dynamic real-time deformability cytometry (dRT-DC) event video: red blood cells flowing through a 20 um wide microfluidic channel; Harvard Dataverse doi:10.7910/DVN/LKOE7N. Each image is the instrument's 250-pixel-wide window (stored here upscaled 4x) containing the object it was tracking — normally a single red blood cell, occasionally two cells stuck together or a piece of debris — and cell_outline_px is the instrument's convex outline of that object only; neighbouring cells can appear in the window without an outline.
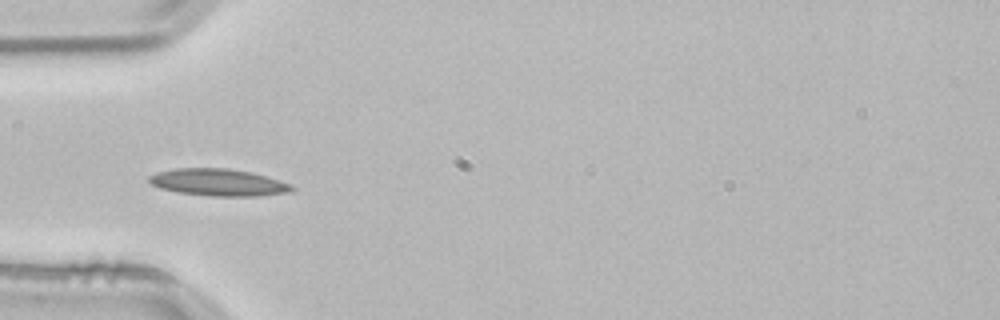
{"species": "common noctule bat (a hibernating species)", "species_latin": "Nyctalus noctula", "temperature_condition": "room temperature", "stored_images_in_passage": 9, "camera_frame_rate_fps": 3000, "um_per_image_px": 0.085, "animal": {"sex": "male", "body_mass_g": 21.5, "forearm_length_mm": 52.0}, "frame": {"image": 1, "passage_image": 6, "time_ms": 1.667, "image_size_px": [1000, 320], "cell_outline_px": [[296, 188], [292, 192], [260, 196], [208, 196], [176, 192], [160, 188], [152, 184], [148, 180], [148, 176], [156, 172], [176, 168], [228, 168], [252, 172], [292, 184]], "centroid_in_image_um": [18.58, 15.51], "position_along_channel_um": 66.4, "area_um2": 22.77}}